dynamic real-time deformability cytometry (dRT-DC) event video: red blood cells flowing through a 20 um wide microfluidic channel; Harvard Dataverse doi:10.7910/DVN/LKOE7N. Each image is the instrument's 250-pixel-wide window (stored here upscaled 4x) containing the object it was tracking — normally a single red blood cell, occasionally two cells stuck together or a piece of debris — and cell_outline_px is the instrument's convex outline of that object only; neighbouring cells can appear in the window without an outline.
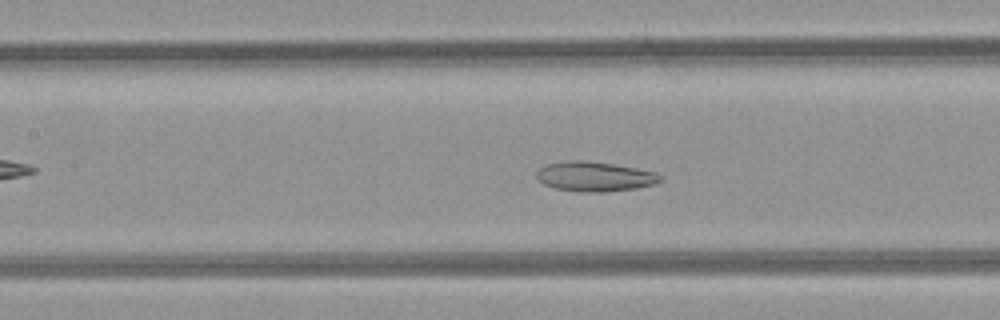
{"species": "common noctule bat (a hibernating species)", "species_latin": "Nyctalus noctula", "temperature_condition": "room temperature", "stored_images_in_passage": 37, "camera_frame_rate_fps": 3000, "um_per_image_px": 0.085, "animal": {"sex": "female", "body_mass_g": 21.9}, "frame": {"image": 1, "passage_image": 9, "time_ms": 2.667, "image_size_px": [1000, 320], "cell_outline_px": [[664, 180], [656, 184], [636, 188], [604, 192], [580, 192], [556, 188], [544, 184], [536, 180], [536, 172], [540, 168], [548, 164], [564, 160], [584, 160], [612, 164], [636, 168], [656, 172], [664, 176]], "centroid_in_image_um": [50.57, 15.0], "position_along_channel_um": 156.8, "area_um2": 21.68}}
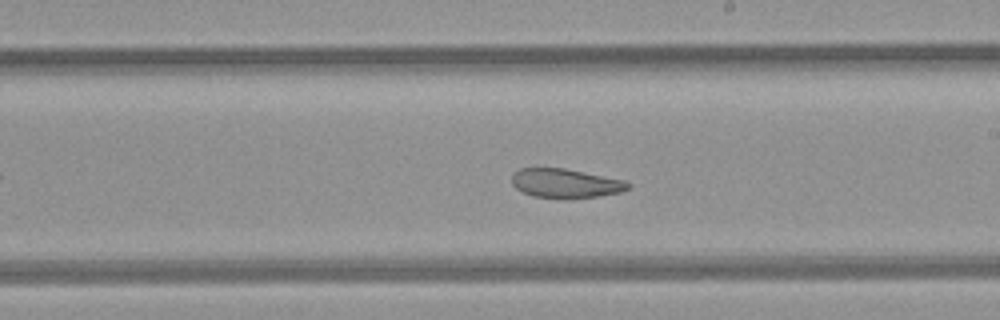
{"frame": {"image": 2, "passage_image": 15, "time_ms": 4.667, "image_size_px": [1000, 320], "cell_outline_px": [[632, 188], [620, 192], [600, 196], [560, 200], [532, 196], [516, 188], [512, 184], [512, 176], [520, 168], [564, 168], [624, 180], [632, 184]], "centroid_in_image_um": [48.1, 15.61], "position_along_channel_um": 240.9, "area_um2": 20.06}}
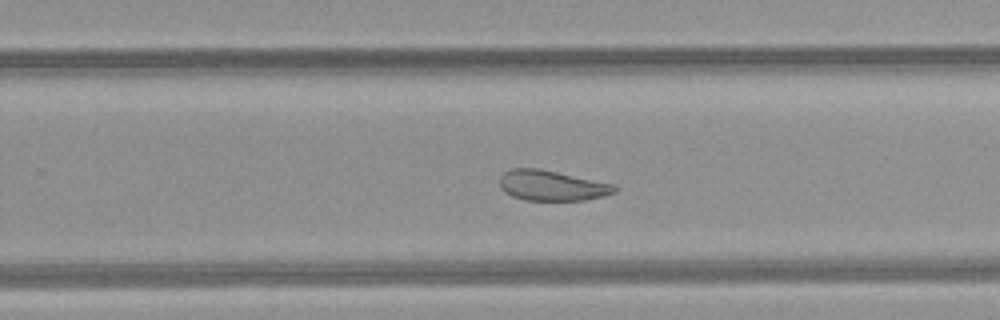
{"frame": {"image": 3, "passage_image": 18, "time_ms": 5.667, "image_size_px": [1000, 320], "cell_outline_px": [[616, 192], [604, 196], [584, 200], [524, 200], [512, 196], [504, 192], [500, 188], [500, 176], [504, 172], [512, 168], [536, 168], [616, 184]], "centroid_in_image_um": [46.9, 15.77], "position_along_channel_um": 282.9, "area_um2": 20.29}, "authors_computed_cell_mechanics": {"area_um2": 22.1952, "velocity_mm_per_s": 4.2206, "shape_relaxation_time_tau1_ms": null, "shape_relaxation_time_tau2_ms": 3.6282, "deformation_change_tau1": null, "deformation_change_tau2": 0.1133}}